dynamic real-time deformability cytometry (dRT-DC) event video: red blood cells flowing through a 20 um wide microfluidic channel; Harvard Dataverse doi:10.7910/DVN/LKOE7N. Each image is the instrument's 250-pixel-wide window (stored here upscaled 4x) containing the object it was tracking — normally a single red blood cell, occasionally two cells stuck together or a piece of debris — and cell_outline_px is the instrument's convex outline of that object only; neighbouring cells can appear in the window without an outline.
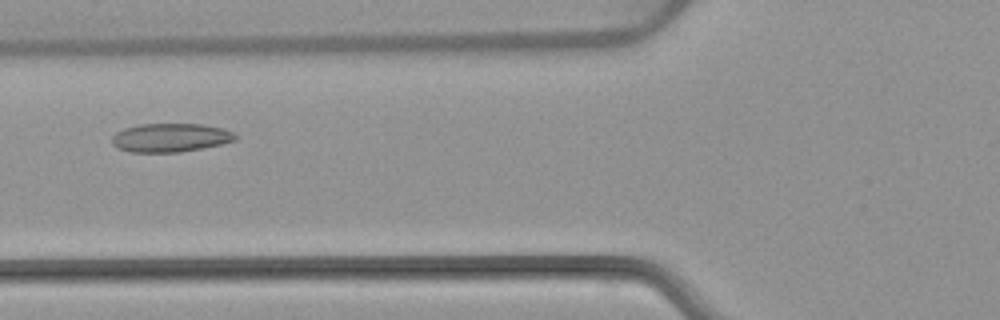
{"species": "common noctule bat (a hibernating species)", "species_latin": "Nyctalus noctula", "temperature_condition": "warm", "stored_images_in_passage": 7, "camera_frame_rate_fps": 3000, "um_per_image_px": 0.085, "animal": {"sex": "female", "body_mass_g": 22.7, "forearm_length_mm": 54.2}, "frame": {"image": 1, "passage_image": 5, "time_ms": 5.0, "image_size_px": [1000, 320], "cell_outline_px": [[236, 140], [220, 144], [180, 152], [132, 152], [116, 148], [112, 144], [112, 136], [116, 132], [124, 128], [140, 124], [200, 124], [224, 128], [232, 132], [236, 136]], "centroid_in_image_um": [14.45, 11.7], "position_along_channel_um": 111.4, "area_um2": 20.52}}
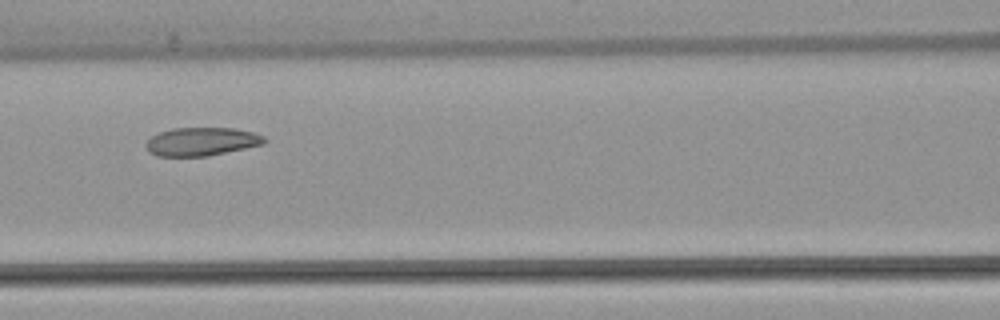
{"frame": {"image": 2, "passage_image": 6, "time_ms": 6.0, "image_size_px": [1000, 320], "cell_outline_px": [[268, 140], [264, 144], [208, 156], [156, 156], [148, 152], [144, 144], [152, 136], [160, 132], [172, 128], [232, 128], [252, 132], [264, 136]], "centroid_in_image_um": [17.12, 12.04], "position_along_channel_um": 149.5, "area_um2": 19.59}}
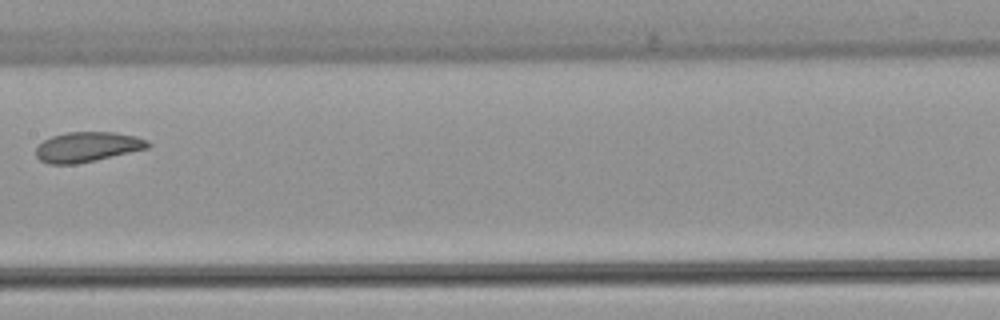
{"frame": {"image": 3, "passage_image": 7, "time_ms": 7.333, "image_size_px": [1000, 320], "cell_outline_px": [[152, 144], [148, 148], [96, 160], [76, 164], [48, 164], [40, 160], [36, 156], [36, 148], [44, 140], [52, 136], [68, 132], [116, 132], [136, 136], [148, 140]], "centroid_in_image_um": [7.44, 12.48], "position_along_channel_um": 200.0, "area_um2": 19.59}}